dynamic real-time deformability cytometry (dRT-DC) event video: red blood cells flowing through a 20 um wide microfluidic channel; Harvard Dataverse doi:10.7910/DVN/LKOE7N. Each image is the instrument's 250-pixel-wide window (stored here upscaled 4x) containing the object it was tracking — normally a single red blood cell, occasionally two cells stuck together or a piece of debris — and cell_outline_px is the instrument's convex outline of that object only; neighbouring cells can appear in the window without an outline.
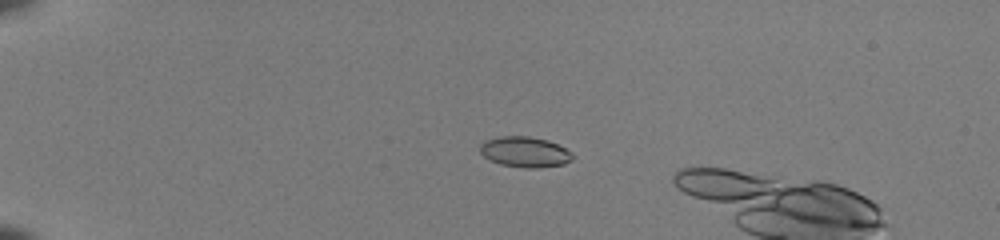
{"species": "common noctule bat (a hibernating species)", "species_latin": "Nyctalus noctula", "temperature_condition": "room temperature", "stored_images_in_passage": 37, "camera_frame_rate_fps": 3000, "um_per_image_px": 0.085, "animal": {"sex": "female", "body_mass_g": 22.0, "forearm_length_mm": 56.7}, "frame": {"image": 1, "passage_image": 3, "time_ms": 0.667, "image_size_px": [1000, 240], "cell_outline_px": [[576, 156], [572, 160], [564, 164], [540, 168], [524, 168], [500, 164], [484, 156], [480, 152], [480, 144], [484, 140], [500, 136], [528, 136], [548, 140], [572, 152]], "centroid_in_image_um": [44.64, 12.92], "position_along_channel_um": 40.4, "area_um2": 16.59}}
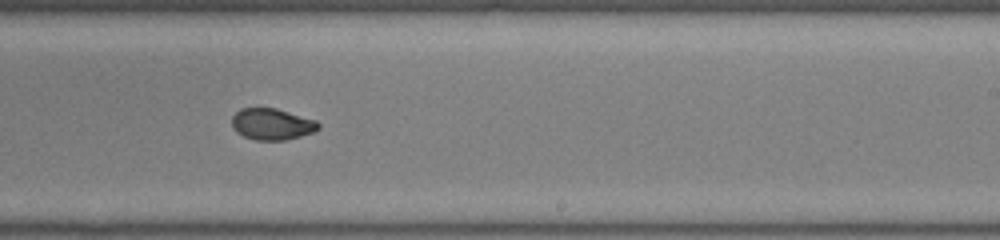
{"frame": {"image": 2, "passage_image": 24, "time_ms": 7.667, "image_size_px": [1000, 240], "cell_outline_px": [[320, 128], [312, 132], [300, 136], [284, 140], [256, 140], [244, 136], [236, 132], [232, 128], [232, 116], [240, 108], [276, 108], [316, 120], [320, 124]], "centroid_in_image_um": [23.1, 10.54], "position_along_channel_um": 265.9, "area_um2": 15.84}}
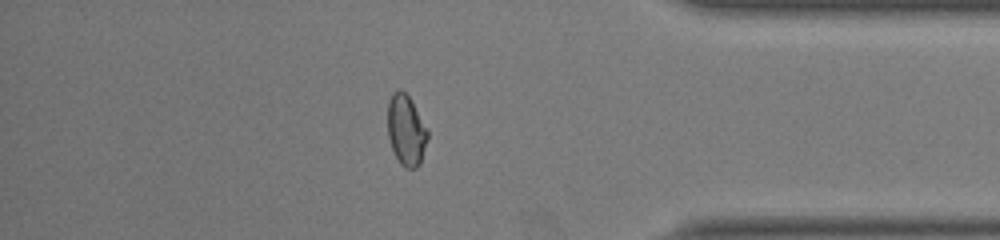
{"frame": {"image": 3, "passage_image": 35, "time_ms": 11.333, "image_size_px": [1000, 240], "cell_outline_px": [[428, 136], [420, 164], [416, 168], [404, 168], [400, 164], [392, 148], [388, 136], [388, 100], [392, 92], [400, 88], [408, 96], [428, 132]], "centroid_in_image_um": [34.5, 11.07], "position_along_channel_um": 400.7, "area_um2": 16.18}}